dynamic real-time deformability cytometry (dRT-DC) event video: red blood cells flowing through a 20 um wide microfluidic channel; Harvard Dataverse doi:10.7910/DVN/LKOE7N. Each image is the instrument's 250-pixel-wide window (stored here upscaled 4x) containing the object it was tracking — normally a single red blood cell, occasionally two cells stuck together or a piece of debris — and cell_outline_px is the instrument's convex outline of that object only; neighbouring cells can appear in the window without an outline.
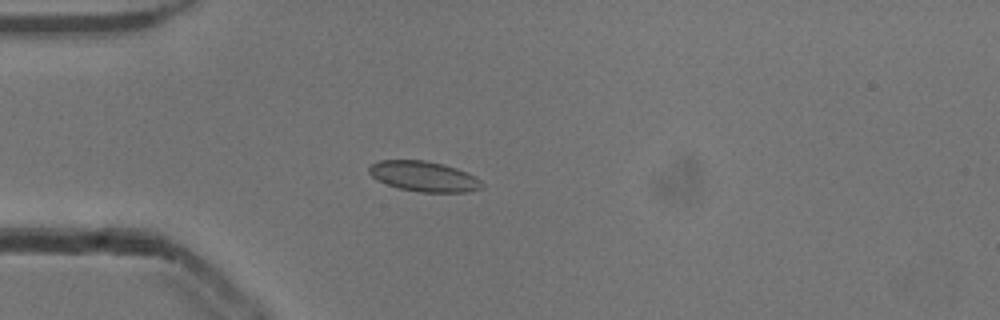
{"species": "common noctule bat (a hibernating species)", "species_latin": "Nyctalus noctula", "temperature_condition": "cold", "stored_images_in_passage": 40, "camera_frame_rate_fps": 3000, "um_per_image_px": 0.085, "animal": {"sex": "male", "body_mass_g": 13.3}, "frame": {"image": 1, "passage_image": 2, "time_ms": 0.333, "image_size_px": [1000, 320], "cell_outline_px": [[484, 188], [468, 192], [420, 192], [400, 188], [376, 180], [368, 172], [368, 168], [372, 164], [380, 160], [424, 160], [444, 164], [468, 172], [476, 176], [484, 184]], "centroid_in_image_um": [36.07, 14.99], "position_along_channel_um": 48.9, "area_um2": 20.06}}
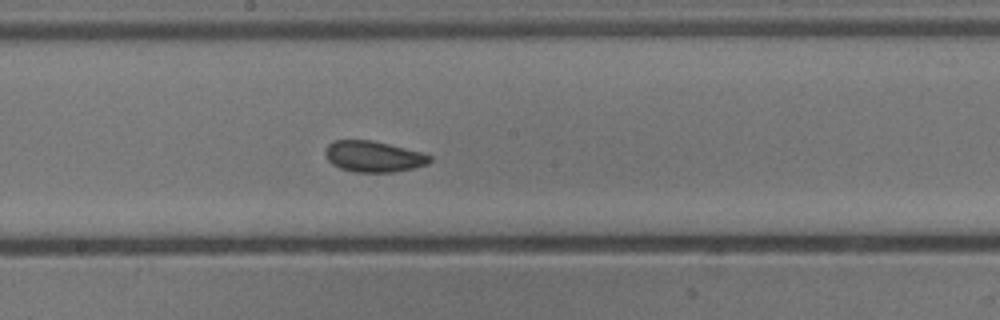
{"frame": {"image": 2, "passage_image": 16, "time_ms": 5.0, "image_size_px": [1000, 320], "cell_outline_px": [[432, 160], [428, 164], [412, 168], [392, 172], [352, 172], [340, 168], [332, 164], [328, 160], [324, 152], [328, 144], [336, 140], [372, 140], [420, 152], [432, 156]], "centroid_in_image_um": [31.73, 13.31], "position_along_channel_um": 216.5, "area_um2": 18.79}}
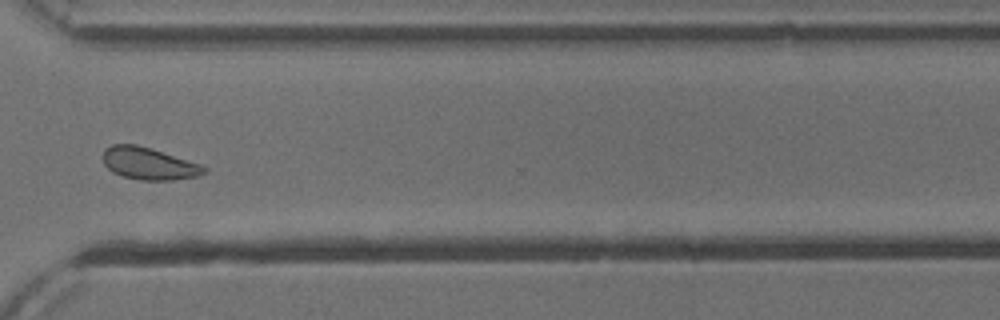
{"frame": {"image": 3, "passage_image": 27, "time_ms": 8.667, "image_size_px": [1000, 320], "cell_outline_px": [[208, 172], [196, 176], [172, 180], [140, 180], [124, 176], [112, 172], [104, 164], [104, 148], [112, 144], [136, 144], [200, 164], [208, 168]], "centroid_in_image_um": [12.64, 13.91], "position_along_channel_um": 358.0, "area_um2": 18.73}, "authors_computed_cell_mechanics": {"area_um2": 19.1318, "velocity_mm_per_s": 3.867, "shape_relaxation_time_tau1_ms": null, "shape_relaxation_time_tau2_ms": 1.6589, "deformation_change_tau1": null, "deformation_change_tau2": 0.0667}}